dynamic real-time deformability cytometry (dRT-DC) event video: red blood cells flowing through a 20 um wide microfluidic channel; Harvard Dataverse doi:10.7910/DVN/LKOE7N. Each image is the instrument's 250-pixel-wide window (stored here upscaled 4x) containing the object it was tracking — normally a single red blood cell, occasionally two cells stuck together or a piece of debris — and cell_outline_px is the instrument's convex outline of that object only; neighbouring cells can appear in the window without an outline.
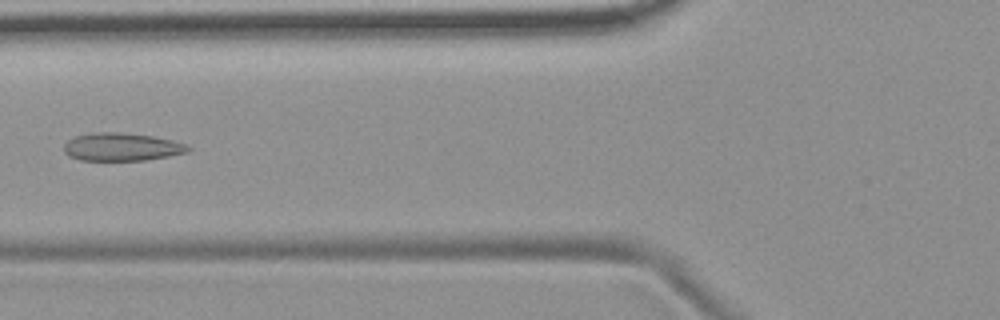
{"species": "common noctule bat (a hibernating species)", "species_latin": "Nyctalus noctula", "temperature_condition": "room temperature", "stored_images_in_passage": 5, "camera_frame_rate_fps": 3000, "um_per_image_px": 0.085, "animal": {"sex": "female", "body_mass_g": 19.9}, "frame": {"image": 1, "passage_image": 5, "time_ms": 4.333, "image_size_px": [1000, 320], "cell_outline_px": [[192, 148], [188, 152], [168, 156], [144, 160], [80, 160], [68, 156], [64, 152], [64, 144], [68, 140], [76, 136], [92, 132], [120, 132], [152, 136], [172, 140], [184, 144]], "centroid_in_image_um": [10.32, 12.48], "position_along_channel_um": 115.5, "area_um2": 20.17}}